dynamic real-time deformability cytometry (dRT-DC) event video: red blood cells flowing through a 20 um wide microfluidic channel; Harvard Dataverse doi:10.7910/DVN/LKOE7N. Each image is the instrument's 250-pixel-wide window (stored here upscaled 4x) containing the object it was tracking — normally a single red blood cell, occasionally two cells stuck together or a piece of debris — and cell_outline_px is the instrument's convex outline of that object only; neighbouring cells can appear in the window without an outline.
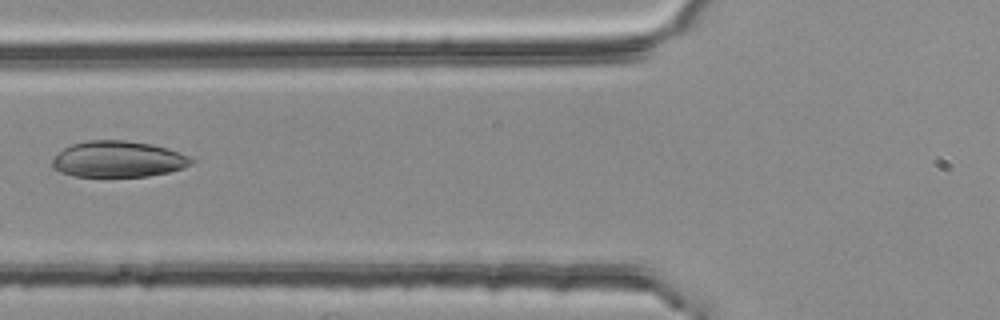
{"species": "common noctule bat (a hibernating species)", "species_latin": "Nyctalus noctula", "temperature_condition": "room temperature", "stored_images_in_passage": 5, "camera_frame_rate_fps": 3000, "um_per_image_px": 0.085, "animal": {"sex": "female", "body_mass_g": 25.1}, "frame": {"image": 1, "passage_image": 5, "time_ms": 1.333, "image_size_px": [1000, 320], "cell_outline_px": [[196, 160], [192, 164], [184, 168], [168, 172], [148, 176], [72, 176], [60, 172], [52, 168], [52, 160], [64, 148], [72, 144], [88, 140], [124, 140], [152, 144], [168, 148], [188, 156]], "centroid_in_image_um": [10.06, 13.53], "position_along_channel_um": 115.7, "area_um2": 29.3}}